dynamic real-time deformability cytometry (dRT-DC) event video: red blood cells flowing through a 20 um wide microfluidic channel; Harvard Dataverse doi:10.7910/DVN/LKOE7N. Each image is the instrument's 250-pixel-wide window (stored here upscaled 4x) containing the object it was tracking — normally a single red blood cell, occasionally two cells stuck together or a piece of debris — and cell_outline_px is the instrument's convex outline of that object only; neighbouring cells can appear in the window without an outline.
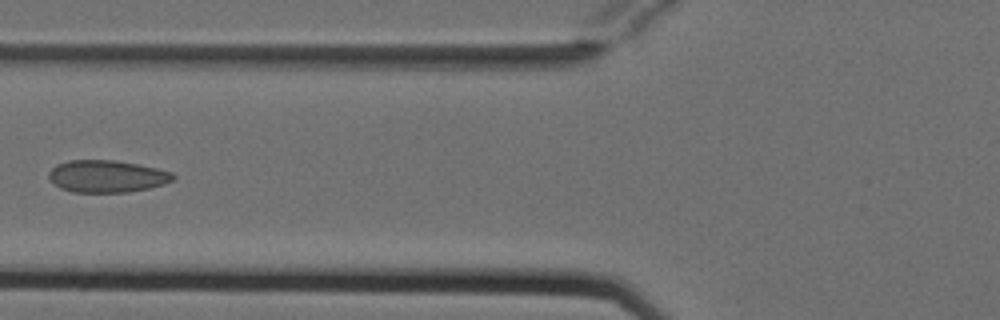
{"species": "Egyptian fruit bat (a non-hibernating species)", "species_latin": "Rousettus aegyptiacus", "temperature_condition": "cold", "stored_images_in_passage": 6, "camera_frame_rate_fps": 3000, "um_per_image_px": 0.085, "animal": {"sex": "female"}, "frame": {"image": 1, "passage_image": 6, "time_ms": 1.667, "image_size_px": [1000, 320], "cell_outline_px": [[176, 176], [172, 180], [164, 184], [148, 188], [128, 192], [72, 192], [60, 188], [48, 176], [48, 172], [56, 164], [68, 160], [112, 160], [140, 164], [172, 172]], "centroid_in_image_um": [9.08, 14.98], "position_along_channel_um": 116.7, "area_um2": 23.29}}